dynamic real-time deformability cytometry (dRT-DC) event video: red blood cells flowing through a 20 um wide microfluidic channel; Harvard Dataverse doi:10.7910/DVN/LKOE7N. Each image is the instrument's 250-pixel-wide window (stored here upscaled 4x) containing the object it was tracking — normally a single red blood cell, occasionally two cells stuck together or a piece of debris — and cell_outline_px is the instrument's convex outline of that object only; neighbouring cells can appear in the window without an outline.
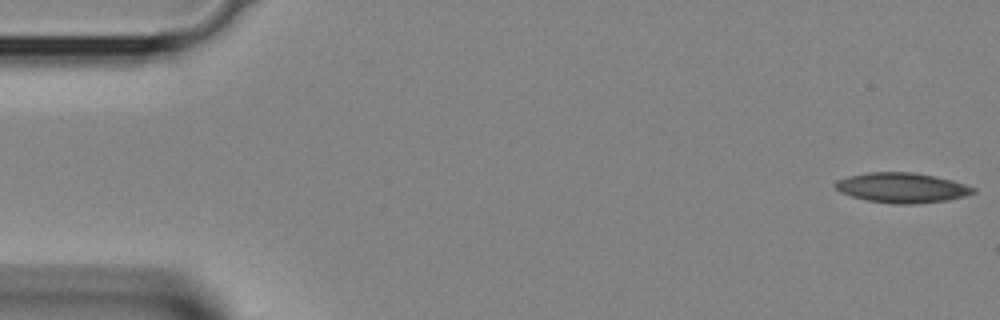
{"species": "Egyptian fruit bat (a non-hibernating species)", "species_latin": "Rousettus aegyptiacus", "temperature_condition": "room temperature", "stored_images_in_passage": 38, "camera_frame_rate_fps": 3000, "um_per_image_px": 0.085, "animal": {"sex": "female"}, "frame": {"image": 1, "passage_image": 1, "time_ms": 0.0, "image_size_px": [1000, 320], "cell_outline_px": [[976, 192], [964, 196], [948, 200], [920, 204], [892, 204], [868, 200], [852, 196], [840, 192], [832, 184], [836, 180], [848, 176], [868, 172], [912, 172], [936, 176], [952, 180], [976, 188]], "centroid_in_image_um": [76.66, 15.96], "position_along_channel_um": 8.3, "area_um2": 24.28}}
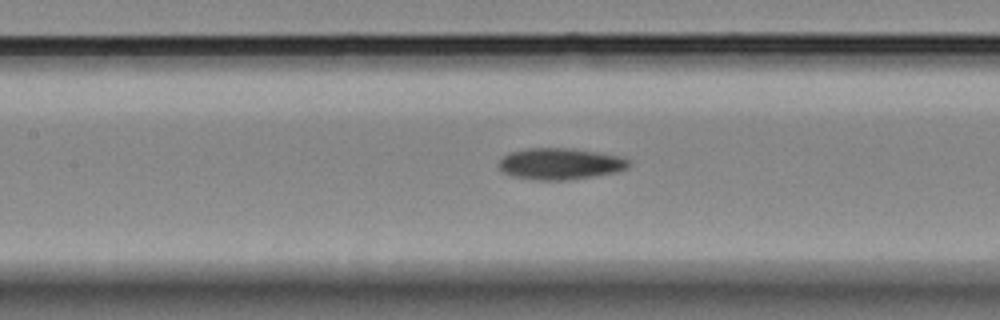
{"frame": {"image": 2, "passage_image": 17, "time_ms": 5.333, "image_size_px": [1000, 320], "cell_outline_px": [[632, 164], [628, 168], [616, 172], [568, 180], [536, 180], [512, 176], [504, 172], [496, 164], [508, 152], [528, 148], [572, 148], [600, 152], [624, 156]], "centroid_in_image_um": [47.64, 13.91], "position_along_channel_um": 159.8, "area_um2": 24.1}}
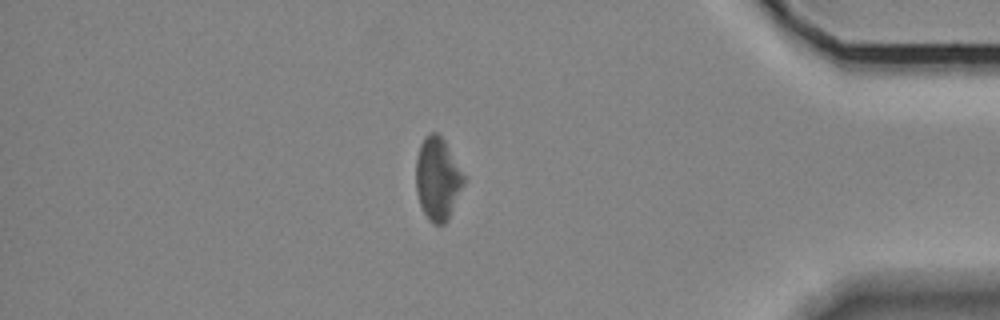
{"frame": {"image": 3, "passage_image": 33, "time_ms": 10.667, "image_size_px": [1000, 320], "cell_outline_px": [[464, 184], [444, 224], [432, 224], [428, 220], [420, 204], [416, 192], [416, 156], [420, 144], [424, 136], [432, 132], [436, 132], [444, 140], [464, 176]], "centroid_in_image_um": [37.15, 15.17], "position_along_channel_um": 398.0, "area_um2": 22.66}}